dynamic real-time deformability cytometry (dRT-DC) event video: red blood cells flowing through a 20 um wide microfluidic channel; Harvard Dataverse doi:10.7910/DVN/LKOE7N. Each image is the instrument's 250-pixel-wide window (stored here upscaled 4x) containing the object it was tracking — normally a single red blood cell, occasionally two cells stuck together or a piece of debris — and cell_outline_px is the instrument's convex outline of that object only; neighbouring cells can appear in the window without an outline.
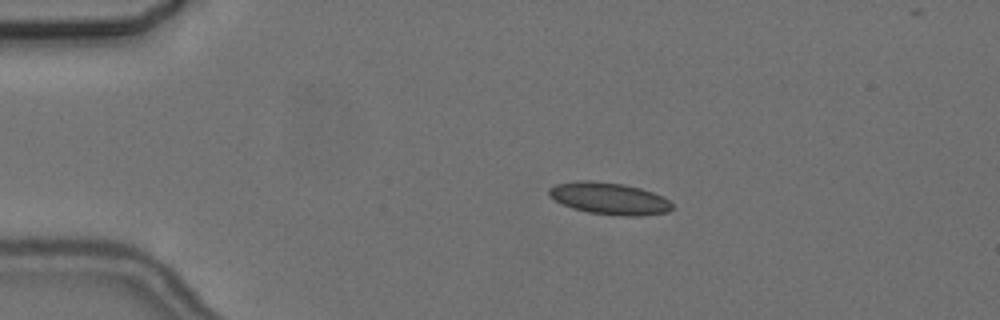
{"species": "common noctule bat (a hibernating species)", "species_latin": "Nyctalus noctula", "temperature_condition": "cold", "stored_images_in_passage": 6, "camera_frame_rate_fps": 3000, "um_per_image_px": 0.085, "animal": {"sex": "female", "body_mass_g": 24.6, "forearm_length_mm": 56.2}, "frame": {"image": 1, "passage_image": 2, "time_ms": 2.333, "image_size_px": [1000, 320], "cell_outline_px": [[672, 208], [668, 212], [640, 216], [620, 216], [588, 212], [572, 208], [556, 200], [548, 192], [548, 188], [556, 184], [576, 180], [588, 180], [624, 184], [640, 188], [652, 192], [668, 200], [672, 204]], "centroid_in_image_um": [51.78, 16.87], "position_along_channel_um": 33.2, "area_um2": 22.77}}
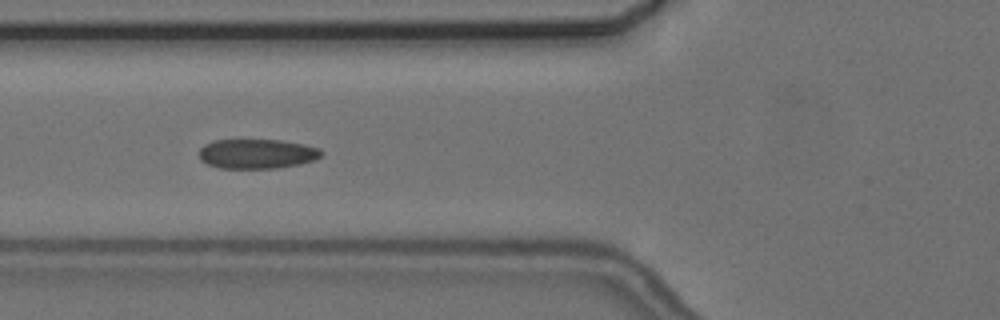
{"frame": {"image": 2, "passage_image": 5, "time_ms": 5.667, "image_size_px": [1000, 320], "cell_outline_px": [[324, 152], [316, 160], [300, 164], [276, 168], [220, 168], [208, 164], [200, 160], [200, 148], [204, 144], [212, 140], [280, 140], [304, 144], [320, 148]], "centroid_in_image_um": [21.86, 13.07], "position_along_channel_um": 103.9, "area_um2": 21.21}}
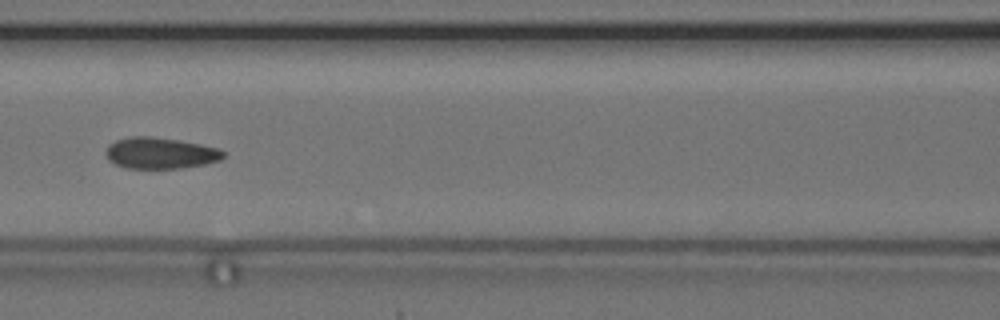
{"frame": {"image": 3, "passage_image": 6, "time_ms": 7.0, "image_size_px": [1000, 320], "cell_outline_px": [[224, 156], [220, 160], [204, 164], [180, 168], [124, 168], [108, 160], [108, 144], [116, 140], [132, 136], [152, 136], [200, 144], [216, 148], [224, 152]], "centroid_in_image_um": [13.61, 13.01], "position_along_channel_um": 153.0, "area_um2": 21.1}}